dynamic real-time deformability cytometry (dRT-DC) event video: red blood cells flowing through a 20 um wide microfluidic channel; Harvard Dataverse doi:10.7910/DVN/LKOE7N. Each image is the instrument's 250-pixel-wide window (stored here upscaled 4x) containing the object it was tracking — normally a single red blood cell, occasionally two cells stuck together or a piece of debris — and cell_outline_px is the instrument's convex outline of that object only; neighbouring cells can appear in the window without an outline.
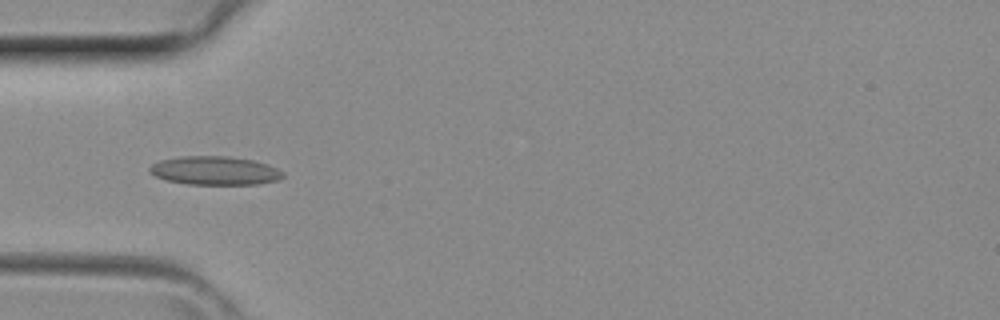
{"species": "common noctule bat (a hibernating species)", "species_latin": "Nyctalus noctula", "temperature_condition": "room temperature", "stored_images_in_passage": 2, "camera_frame_rate_fps": 3000, "um_per_image_px": 0.085, "animal": {"sex": "female", "body_mass_g": 29.2, "forearm_length_mm": 56.3}, "frame": {"image": 1, "passage_image": 1, "time_ms": 0.0, "image_size_px": [1000, 320], "cell_outline_px": [[284, 176], [280, 180], [260, 184], [188, 184], [164, 180], [148, 172], [148, 168], [152, 164], [160, 160], [180, 156], [228, 156], [252, 160], [268, 164], [284, 172]], "centroid_in_image_um": [18.26, 14.5], "position_along_channel_um": 66.7, "area_um2": 22.43}}
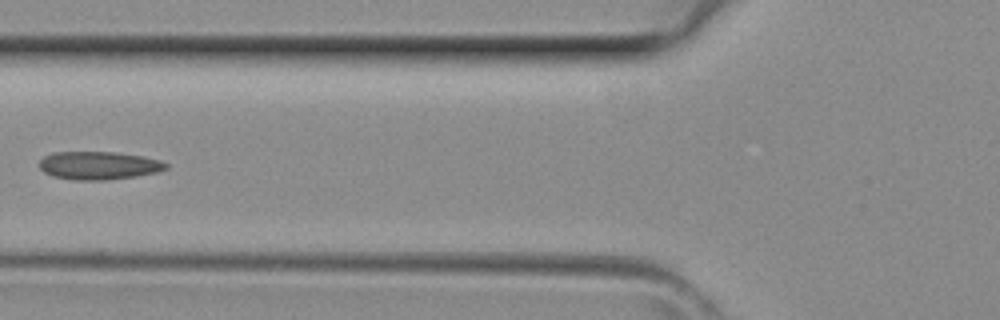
{"frame": {"image": 2, "passage_image": 2, "time_ms": 0.333, "image_size_px": [1000, 320], "cell_outline_px": [[168, 168], [156, 172], [136, 176], [108, 180], [72, 180], [52, 176], [44, 172], [40, 168], [40, 160], [44, 156], [52, 152], [112, 152], [144, 156], [160, 160], [168, 164]], "centroid_in_image_um": [8.38, 14.07], "position_along_channel_um": 117.4, "area_um2": 20.81}}